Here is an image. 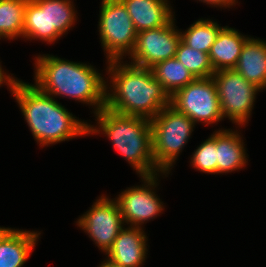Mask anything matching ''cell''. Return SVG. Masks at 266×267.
I'll return each mask as SVG.
<instances>
[{"mask_svg":"<svg viewBox=\"0 0 266 267\" xmlns=\"http://www.w3.org/2000/svg\"><path fill=\"white\" fill-rule=\"evenodd\" d=\"M33 59V84L43 93L86 104L93 115L105 107L106 76L94 65L48 53Z\"/></svg>","mask_w":266,"mask_h":267,"instance_id":"6da1fadb","label":"cell"},{"mask_svg":"<svg viewBox=\"0 0 266 267\" xmlns=\"http://www.w3.org/2000/svg\"><path fill=\"white\" fill-rule=\"evenodd\" d=\"M151 69L155 79L161 83L169 97L196 79L175 57L159 62Z\"/></svg>","mask_w":266,"mask_h":267,"instance_id":"d6986e66","label":"cell"},{"mask_svg":"<svg viewBox=\"0 0 266 267\" xmlns=\"http://www.w3.org/2000/svg\"><path fill=\"white\" fill-rule=\"evenodd\" d=\"M251 35L240 33L239 29L223 26L209 52V60L215 71L233 69L240 57L244 43Z\"/></svg>","mask_w":266,"mask_h":267,"instance_id":"ac0fdd59","label":"cell"},{"mask_svg":"<svg viewBox=\"0 0 266 267\" xmlns=\"http://www.w3.org/2000/svg\"><path fill=\"white\" fill-rule=\"evenodd\" d=\"M189 162L198 172L217 175L216 130L196 147Z\"/></svg>","mask_w":266,"mask_h":267,"instance_id":"603a6c76","label":"cell"},{"mask_svg":"<svg viewBox=\"0 0 266 267\" xmlns=\"http://www.w3.org/2000/svg\"><path fill=\"white\" fill-rule=\"evenodd\" d=\"M233 69L262 92L266 90V40L250 37Z\"/></svg>","mask_w":266,"mask_h":267,"instance_id":"e0dca14e","label":"cell"},{"mask_svg":"<svg viewBox=\"0 0 266 267\" xmlns=\"http://www.w3.org/2000/svg\"><path fill=\"white\" fill-rule=\"evenodd\" d=\"M177 27L174 16L162 27L138 32L134 49L126 61L151 69L157 63L175 57L181 41L180 30Z\"/></svg>","mask_w":266,"mask_h":267,"instance_id":"7c38bea8","label":"cell"},{"mask_svg":"<svg viewBox=\"0 0 266 267\" xmlns=\"http://www.w3.org/2000/svg\"><path fill=\"white\" fill-rule=\"evenodd\" d=\"M215 81L221 114L235 127L249 123L259 92L255 85L247 81L234 69L215 71L212 75Z\"/></svg>","mask_w":266,"mask_h":267,"instance_id":"9c48e42d","label":"cell"},{"mask_svg":"<svg viewBox=\"0 0 266 267\" xmlns=\"http://www.w3.org/2000/svg\"><path fill=\"white\" fill-rule=\"evenodd\" d=\"M1 62L2 61L0 60V87L6 85L7 89H9L8 91L12 96L15 85L20 79L18 77H15L14 74L8 73V70L7 71L6 69L4 70L3 66L1 65L2 64Z\"/></svg>","mask_w":266,"mask_h":267,"instance_id":"cb8c5ba5","label":"cell"},{"mask_svg":"<svg viewBox=\"0 0 266 267\" xmlns=\"http://www.w3.org/2000/svg\"><path fill=\"white\" fill-rule=\"evenodd\" d=\"M8 227L0 226V235L7 229Z\"/></svg>","mask_w":266,"mask_h":267,"instance_id":"4316f807","label":"cell"},{"mask_svg":"<svg viewBox=\"0 0 266 267\" xmlns=\"http://www.w3.org/2000/svg\"><path fill=\"white\" fill-rule=\"evenodd\" d=\"M195 1H197V3L199 1L205 4L207 5V7L210 5L209 7L218 8V10L220 8L221 11H222V8L224 10L228 8L229 10L230 8L232 9L236 5H239L237 4L238 0H195Z\"/></svg>","mask_w":266,"mask_h":267,"instance_id":"d4e9b609","label":"cell"},{"mask_svg":"<svg viewBox=\"0 0 266 267\" xmlns=\"http://www.w3.org/2000/svg\"><path fill=\"white\" fill-rule=\"evenodd\" d=\"M241 128L243 126H236L233 130L224 127L216 129L217 175L235 173L248 165L249 155L245 146L247 144L243 140L245 137Z\"/></svg>","mask_w":266,"mask_h":267,"instance_id":"5bb4252c","label":"cell"},{"mask_svg":"<svg viewBox=\"0 0 266 267\" xmlns=\"http://www.w3.org/2000/svg\"><path fill=\"white\" fill-rule=\"evenodd\" d=\"M148 236L144 228L127 226L119 232L105 258L123 267H144L148 258Z\"/></svg>","mask_w":266,"mask_h":267,"instance_id":"4fadbf2b","label":"cell"},{"mask_svg":"<svg viewBox=\"0 0 266 267\" xmlns=\"http://www.w3.org/2000/svg\"><path fill=\"white\" fill-rule=\"evenodd\" d=\"M170 173L160 172L151 176H139L140 185L129 186L118 192L114 198L122 218L127 226L145 228L143 224L153 221L165 211V203L160 199L157 190L160 188V177L166 178ZM143 225V226H142Z\"/></svg>","mask_w":266,"mask_h":267,"instance_id":"ba28073f","label":"cell"},{"mask_svg":"<svg viewBox=\"0 0 266 267\" xmlns=\"http://www.w3.org/2000/svg\"><path fill=\"white\" fill-rule=\"evenodd\" d=\"M170 105L185 114L196 125H218L224 118L215 81L210 78H196L170 97Z\"/></svg>","mask_w":266,"mask_h":267,"instance_id":"30bf717a","label":"cell"},{"mask_svg":"<svg viewBox=\"0 0 266 267\" xmlns=\"http://www.w3.org/2000/svg\"><path fill=\"white\" fill-rule=\"evenodd\" d=\"M42 232L8 227L0 235V267H23L38 246Z\"/></svg>","mask_w":266,"mask_h":267,"instance_id":"9a60e30c","label":"cell"},{"mask_svg":"<svg viewBox=\"0 0 266 267\" xmlns=\"http://www.w3.org/2000/svg\"><path fill=\"white\" fill-rule=\"evenodd\" d=\"M138 32L166 25L175 11L170 0H120Z\"/></svg>","mask_w":266,"mask_h":267,"instance_id":"2e32d148","label":"cell"},{"mask_svg":"<svg viewBox=\"0 0 266 267\" xmlns=\"http://www.w3.org/2000/svg\"><path fill=\"white\" fill-rule=\"evenodd\" d=\"M75 6L74 0H28L22 38L25 42L55 44L74 28L79 19Z\"/></svg>","mask_w":266,"mask_h":267,"instance_id":"5b68a950","label":"cell"},{"mask_svg":"<svg viewBox=\"0 0 266 267\" xmlns=\"http://www.w3.org/2000/svg\"><path fill=\"white\" fill-rule=\"evenodd\" d=\"M75 225L93 241L104 255L125 227L119 206L114 198L101 194L92 206L75 221Z\"/></svg>","mask_w":266,"mask_h":267,"instance_id":"8fae6325","label":"cell"},{"mask_svg":"<svg viewBox=\"0 0 266 267\" xmlns=\"http://www.w3.org/2000/svg\"><path fill=\"white\" fill-rule=\"evenodd\" d=\"M92 116L95 123L89 120L87 137L102 134L107 137L112 148L128 162L138 177L161 172L153 159L150 119L119 114L106 107Z\"/></svg>","mask_w":266,"mask_h":267,"instance_id":"277c9868","label":"cell"},{"mask_svg":"<svg viewBox=\"0 0 266 267\" xmlns=\"http://www.w3.org/2000/svg\"><path fill=\"white\" fill-rule=\"evenodd\" d=\"M27 1L0 0V37L5 41L22 39Z\"/></svg>","mask_w":266,"mask_h":267,"instance_id":"44dd1931","label":"cell"},{"mask_svg":"<svg viewBox=\"0 0 266 267\" xmlns=\"http://www.w3.org/2000/svg\"><path fill=\"white\" fill-rule=\"evenodd\" d=\"M98 32L106 62L125 60L133 51L137 31L131 17L120 0H101Z\"/></svg>","mask_w":266,"mask_h":267,"instance_id":"52a82bcc","label":"cell"},{"mask_svg":"<svg viewBox=\"0 0 266 267\" xmlns=\"http://www.w3.org/2000/svg\"><path fill=\"white\" fill-rule=\"evenodd\" d=\"M150 122L155 166L161 172L172 173L196 124L171 105L164 107Z\"/></svg>","mask_w":266,"mask_h":267,"instance_id":"8992f818","label":"cell"},{"mask_svg":"<svg viewBox=\"0 0 266 267\" xmlns=\"http://www.w3.org/2000/svg\"><path fill=\"white\" fill-rule=\"evenodd\" d=\"M97 267H123V266L116 265L105 258L103 261H101V263H99Z\"/></svg>","mask_w":266,"mask_h":267,"instance_id":"484cf974","label":"cell"},{"mask_svg":"<svg viewBox=\"0 0 266 267\" xmlns=\"http://www.w3.org/2000/svg\"><path fill=\"white\" fill-rule=\"evenodd\" d=\"M12 96L40 148L88 135V120L76 117L58 99L43 93L32 82L20 79Z\"/></svg>","mask_w":266,"mask_h":267,"instance_id":"3957f363","label":"cell"},{"mask_svg":"<svg viewBox=\"0 0 266 267\" xmlns=\"http://www.w3.org/2000/svg\"><path fill=\"white\" fill-rule=\"evenodd\" d=\"M175 58L182 62L195 78H210L214 70L209 60V54L198 51L179 42Z\"/></svg>","mask_w":266,"mask_h":267,"instance_id":"7402d4cb","label":"cell"},{"mask_svg":"<svg viewBox=\"0 0 266 267\" xmlns=\"http://www.w3.org/2000/svg\"><path fill=\"white\" fill-rule=\"evenodd\" d=\"M223 26L212 18L195 20L188 28L180 30L181 41L187 46L198 51L208 53Z\"/></svg>","mask_w":266,"mask_h":267,"instance_id":"ffe728a7","label":"cell"},{"mask_svg":"<svg viewBox=\"0 0 266 267\" xmlns=\"http://www.w3.org/2000/svg\"><path fill=\"white\" fill-rule=\"evenodd\" d=\"M105 107L123 115L154 118L170 105V97L152 69L125 60L106 63Z\"/></svg>","mask_w":266,"mask_h":267,"instance_id":"7a4b0ae2","label":"cell"}]
</instances>
